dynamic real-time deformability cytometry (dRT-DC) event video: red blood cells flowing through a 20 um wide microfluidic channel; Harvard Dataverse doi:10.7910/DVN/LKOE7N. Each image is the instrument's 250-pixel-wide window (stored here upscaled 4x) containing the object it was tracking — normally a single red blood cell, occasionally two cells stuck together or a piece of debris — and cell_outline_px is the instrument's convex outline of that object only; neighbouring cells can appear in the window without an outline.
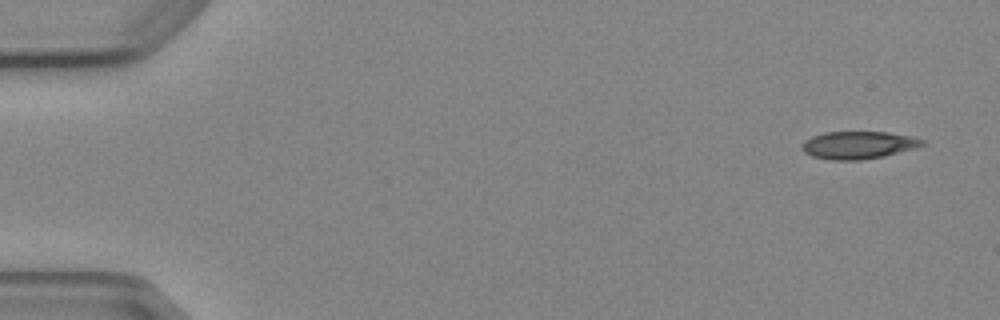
{"species": "Egyptian fruit bat (a non-hibernating species)", "species_latin": "Rousettus aegyptiacus", "temperature_condition": "cold", "stored_images_in_passage": 4, "camera_frame_rate_fps": 3000, "um_per_image_px": 0.085, "animal": {"sex": "female"}, "frame": {"image": 1, "passage_image": 1, "time_ms": 0.0, "image_size_px": [1000, 320], "cell_outline_px": [[924, 144], [912, 148], [884, 156], [864, 160], [832, 160], [812, 156], [804, 152], [800, 148], [804, 140], [812, 136], [824, 132], [888, 132], [908, 136], [924, 140]], "centroid_in_image_um": [72.88, 12.33], "position_along_channel_um": 12.1, "area_um2": 19.19}}
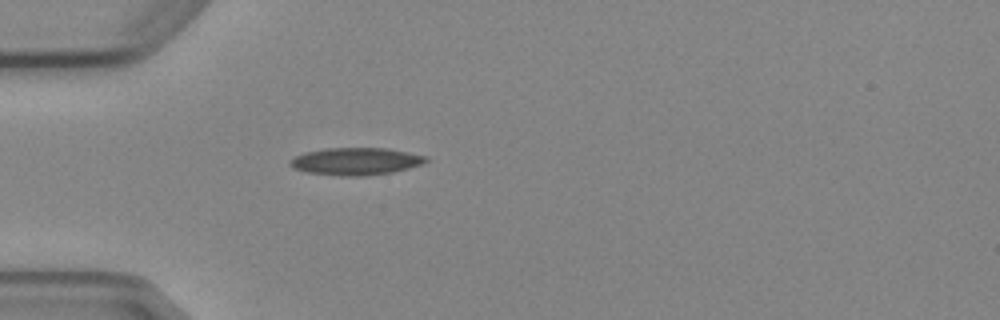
{"frame": {"image": 2, "passage_image": 4, "time_ms": 4.333, "image_size_px": [1000, 320], "cell_outline_px": [[428, 160], [424, 164], [392, 172], [364, 176], [340, 176], [308, 172], [292, 168], [288, 164], [288, 160], [304, 152], [324, 148], [388, 148], [428, 156]], "centroid_in_image_um": [30.24, 13.71], "position_along_channel_um": 54.8, "area_um2": 21.85}}